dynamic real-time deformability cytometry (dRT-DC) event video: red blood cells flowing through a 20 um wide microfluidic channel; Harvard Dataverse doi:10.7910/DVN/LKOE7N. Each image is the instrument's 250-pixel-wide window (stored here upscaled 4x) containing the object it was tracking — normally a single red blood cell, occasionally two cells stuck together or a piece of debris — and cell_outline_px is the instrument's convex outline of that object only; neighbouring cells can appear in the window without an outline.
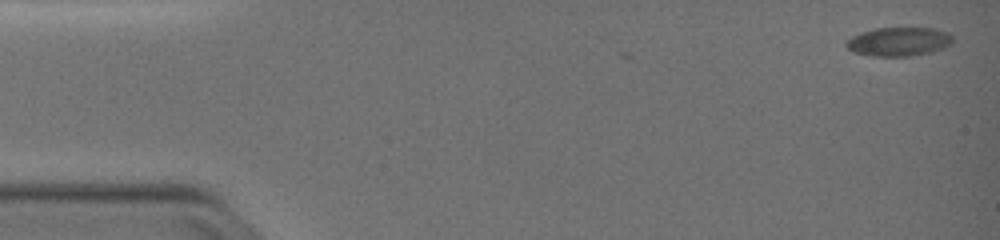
{"species": "common noctule bat (a hibernating species)", "species_latin": "Nyctalus noctula", "temperature_condition": "warm", "stored_images_in_passage": 2, "camera_frame_rate_fps": 3000, "um_per_image_px": 0.085, "animal": {"sex": "female", "body_mass_g": 19.0, "forearm_length_mm": 51.5}, "frame": {"image": 1, "passage_image": 2, "time_ms": 0.333, "image_size_px": [1000, 240], "cell_outline_px": [[952, 44], [944, 48], [932, 52], [908, 56], [872, 56], [852, 52], [844, 44], [852, 36], [860, 32], [876, 28], [932, 28], [948, 32], [952, 36]], "centroid_in_image_um": [76.39, 3.54], "position_along_channel_um": 8.6, "area_um2": 17.98}}